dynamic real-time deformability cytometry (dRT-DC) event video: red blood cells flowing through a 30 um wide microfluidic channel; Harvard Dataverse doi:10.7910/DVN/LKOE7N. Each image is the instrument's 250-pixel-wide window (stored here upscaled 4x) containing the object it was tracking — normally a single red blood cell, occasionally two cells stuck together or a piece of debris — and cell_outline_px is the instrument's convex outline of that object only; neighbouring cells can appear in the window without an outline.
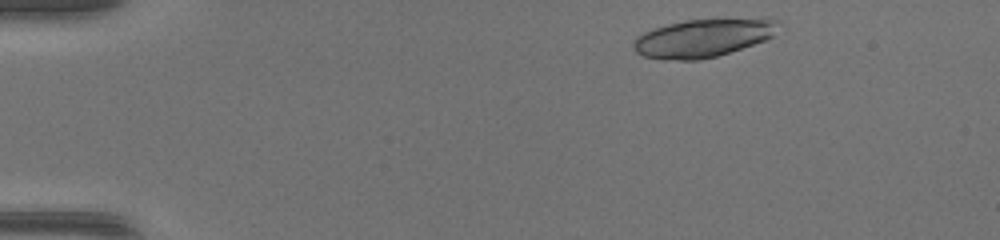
{"species": "common noctule bat (a hibernating species)", "species_latin": "Nyctalus noctula", "temperature_condition": "warm", "stored_images_in_passage": 43, "camera_frame_rate_fps": 3000, "um_per_image_px": 0.085, "animal": {"sex": "female", "body_mass_g": 17.0, "forearm_length_mm": 48.0}, "frame": {"image": 1, "passage_image": 2, "time_ms": 0.333, "image_size_px": [1000, 240], "cell_outline_px": [[784, 24], [772, 36], [764, 40], [716, 56], [700, 60], [664, 60], [644, 56], [636, 52], [632, 48], [632, 44], [636, 36], [652, 28], [684, 20], [716, 16], [768, 16], [780, 20]], "centroid_in_image_um": [59.87, 3.14], "position_along_channel_um": 25.1, "area_um2": 33.93}}